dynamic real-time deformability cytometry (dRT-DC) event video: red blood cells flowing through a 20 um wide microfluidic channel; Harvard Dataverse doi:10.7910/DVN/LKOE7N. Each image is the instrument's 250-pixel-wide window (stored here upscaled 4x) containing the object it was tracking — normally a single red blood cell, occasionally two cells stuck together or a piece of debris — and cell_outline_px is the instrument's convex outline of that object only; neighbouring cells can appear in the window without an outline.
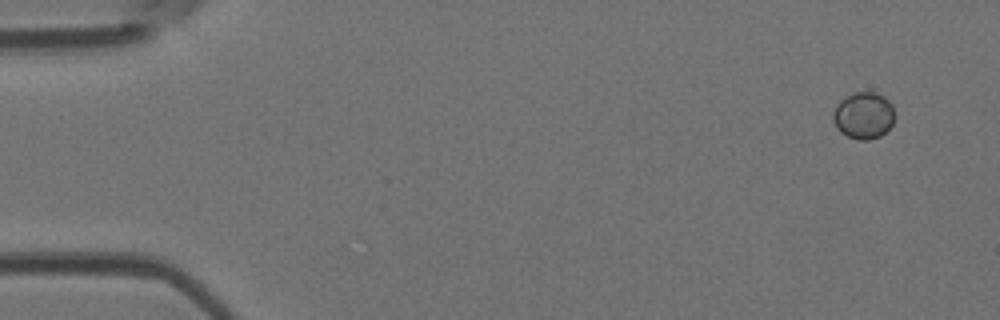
{"species": "Egyptian fruit bat (a non-hibernating species)", "species_latin": "Rousettus aegyptiacus", "temperature_condition": "room temperature", "stored_images_in_passage": 6, "camera_frame_rate_fps": 3000, "um_per_image_px": 0.085, "animal": {"sex": "female"}, "frame": {"image": 1, "passage_image": 1, "time_ms": 0.0, "image_size_px": [1000, 320], "cell_outline_px": [[896, 116], [892, 124], [880, 136], [868, 140], [856, 140], [840, 132], [836, 128], [832, 120], [832, 116], [836, 104], [844, 96], [852, 92], [876, 92], [884, 96], [892, 104]], "centroid_in_image_um": [73.39, 9.8], "position_along_channel_um": 11.6, "area_um2": 17.17}}
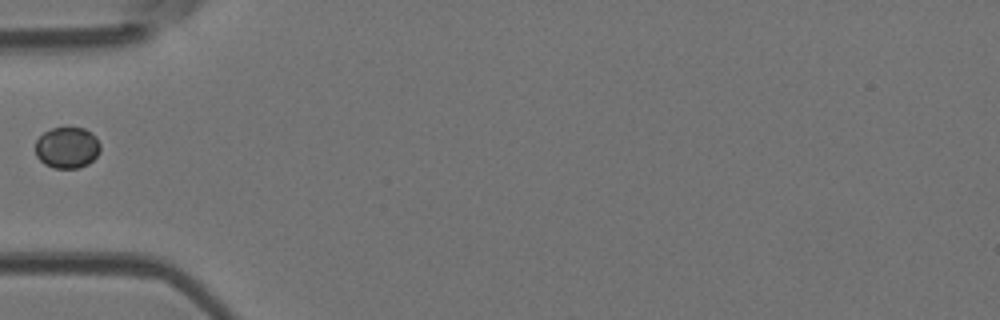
{"frame": {"image": 2, "passage_image": 5, "time_ms": 1.333, "image_size_px": [1000, 320], "cell_outline_px": [[100, 152], [88, 164], [80, 168], [52, 168], [44, 164], [36, 156], [36, 140], [44, 132], [52, 128], [84, 128], [92, 132], [96, 136], [100, 144]], "centroid_in_image_um": [5.72, 12.55], "position_along_channel_um": 79.3, "area_um2": 15.72}}
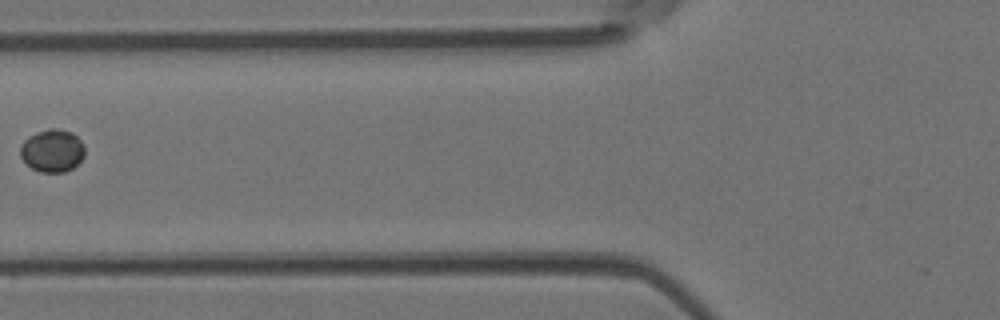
{"frame": {"image": 3, "passage_image": 6, "time_ms": 1.667, "image_size_px": [1000, 320], "cell_outline_px": [[84, 156], [72, 168], [64, 172], [40, 172], [32, 168], [20, 156], [20, 144], [28, 136], [36, 132], [48, 128], [56, 128], [72, 132], [84, 144]], "centroid_in_image_um": [4.43, 12.79], "position_along_channel_um": 121.4, "area_um2": 16.07}}